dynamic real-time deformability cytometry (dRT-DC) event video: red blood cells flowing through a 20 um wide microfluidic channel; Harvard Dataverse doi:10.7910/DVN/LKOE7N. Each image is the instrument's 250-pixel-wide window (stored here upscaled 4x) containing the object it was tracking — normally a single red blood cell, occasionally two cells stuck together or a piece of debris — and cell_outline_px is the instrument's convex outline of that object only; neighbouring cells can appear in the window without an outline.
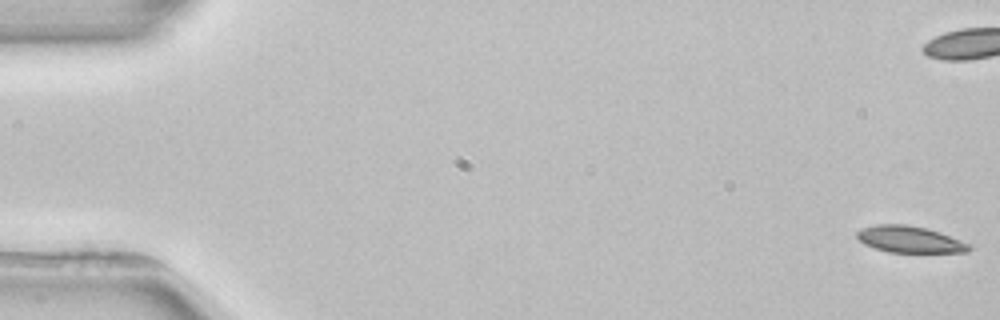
{"species": "common noctule bat (a hibernating species)", "species_latin": "Nyctalus noctula", "temperature_condition": "room temperature", "stored_images_in_passage": 6, "camera_frame_rate_fps": 3000, "um_per_image_px": 0.085, "animal": {"sex": "female", "body_mass_g": 22.7, "forearm_length_mm": 54.2}, "frame": {"image": 1, "passage_image": 1, "time_ms": 0.0, "image_size_px": [1000, 320], "cell_outline_px": [[972, 248], [968, 252], [888, 252], [864, 244], [856, 236], [856, 232], [864, 228], [876, 224], [904, 224], [928, 228], [940, 232], [972, 244]], "centroid_in_image_um": [77.37, 20.34], "position_along_channel_um": 7.6, "area_um2": 17.4}}